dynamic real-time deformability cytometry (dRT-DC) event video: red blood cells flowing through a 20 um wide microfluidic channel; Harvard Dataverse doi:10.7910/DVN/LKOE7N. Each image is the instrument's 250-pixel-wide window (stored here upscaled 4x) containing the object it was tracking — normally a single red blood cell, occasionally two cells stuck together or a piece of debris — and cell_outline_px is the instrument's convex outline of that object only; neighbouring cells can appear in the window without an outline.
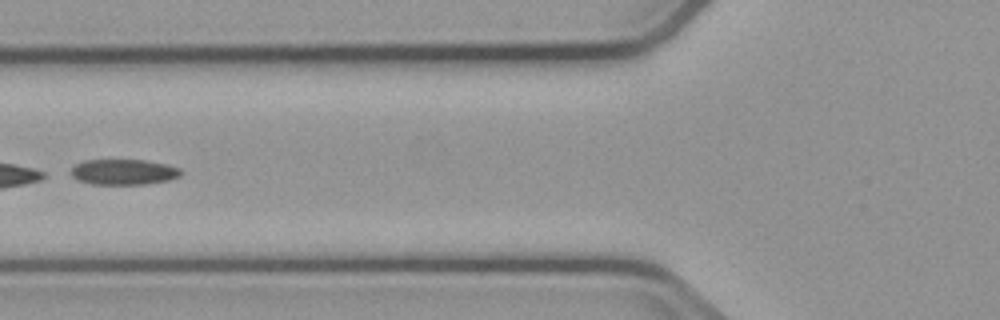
{"species": "common noctule bat (a hibernating species)", "species_latin": "Nyctalus noctula", "temperature_condition": "cold", "stored_images_in_passage": 5, "camera_frame_rate_fps": 3000, "um_per_image_px": 0.085, "animal": {"sex": "male", "body_mass_g": 23.1, "forearm_length_mm": 52.7}, "frame": {"image": 1, "passage_image": 4, "time_ms": 3.667, "image_size_px": [1000, 320], "cell_outline_px": [[184, 172], [180, 176], [168, 180], [144, 184], [92, 184], [80, 180], [72, 176], [72, 168], [76, 164], [84, 160], [144, 160], [168, 164], [180, 168]], "centroid_in_image_um": [10.56, 14.61], "position_along_channel_um": 115.2, "area_um2": 16.3}}
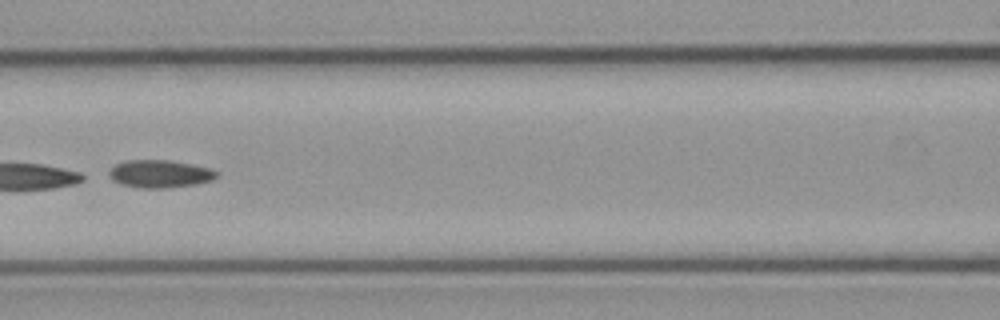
{"frame": {"image": 2, "passage_image": 5, "time_ms": 4.667, "image_size_px": [1000, 320], "cell_outline_px": [[216, 176], [212, 180], [196, 184], [160, 188], [144, 188], [120, 184], [112, 180], [108, 172], [116, 164], [128, 160], [172, 160], [192, 164], [208, 168], [216, 172]], "centroid_in_image_um": [13.56, 14.77], "position_along_channel_um": 153.0, "area_um2": 17.11}}